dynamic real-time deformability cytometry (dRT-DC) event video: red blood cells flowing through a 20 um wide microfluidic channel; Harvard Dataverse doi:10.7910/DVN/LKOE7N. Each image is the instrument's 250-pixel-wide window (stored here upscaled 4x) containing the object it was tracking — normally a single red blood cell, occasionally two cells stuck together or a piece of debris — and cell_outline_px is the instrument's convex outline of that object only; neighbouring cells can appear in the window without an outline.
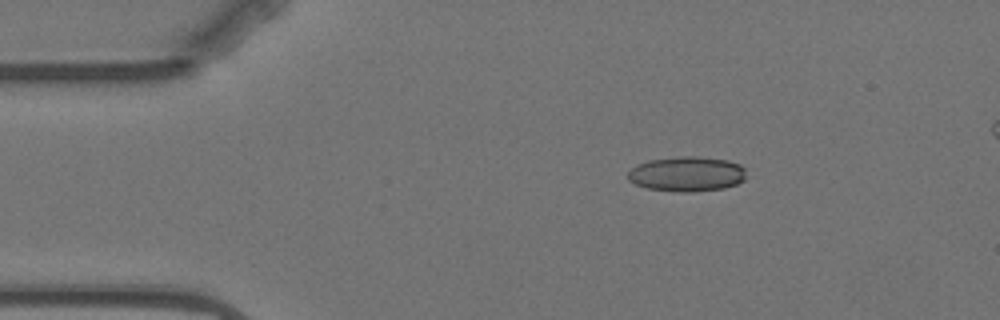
{"species": "Egyptian fruit bat (a non-hibernating species)", "species_latin": "Rousettus aegyptiacus", "temperature_condition": "warm", "stored_images_in_passage": 4, "segment_of_instrument_passage": [1, 2], "camera_frame_rate_fps": 3000, "um_per_image_px": 0.085, "animal": {"sex": "female"}, "frame": {"image": 1, "passage_image": 1, "time_ms": 0.0, "image_size_px": [1000, 320], "cell_outline_px": [[744, 180], [736, 184], [724, 188], [692, 192], [680, 192], [648, 188], [636, 184], [628, 180], [628, 172], [632, 168], [648, 160], [684, 156], [696, 156], [728, 160], [740, 164], [744, 168]], "centroid_in_image_um": [58.4, 14.79], "position_along_channel_um": 26.6, "area_um2": 23.93}}